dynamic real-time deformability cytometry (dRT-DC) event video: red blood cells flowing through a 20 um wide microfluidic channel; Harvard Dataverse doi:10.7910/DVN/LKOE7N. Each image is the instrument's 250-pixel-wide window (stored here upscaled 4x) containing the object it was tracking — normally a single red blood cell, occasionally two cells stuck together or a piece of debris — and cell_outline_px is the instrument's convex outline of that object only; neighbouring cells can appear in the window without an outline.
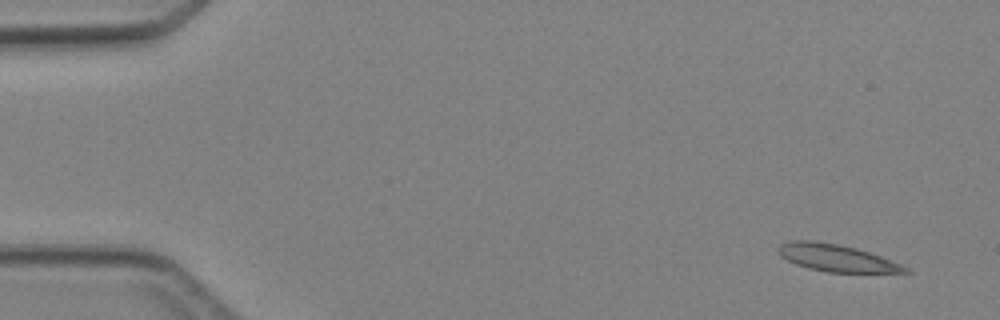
{"species": "Egyptian fruit bat (a non-hibernating species)", "species_latin": "Rousettus aegyptiacus", "temperature_condition": "cold", "stored_images_in_passage": 3, "camera_frame_rate_fps": 3000, "um_per_image_px": 0.085, "animal": {"sex": "female"}, "frame": {"image": 1, "passage_image": 1, "time_ms": 0.0, "image_size_px": [1000, 320], "cell_outline_px": [[912, 272], [828, 272], [808, 268], [796, 264], [780, 256], [776, 252], [776, 248], [780, 244], [788, 240], [812, 240], [836, 244], [856, 248], [880, 256], [900, 264], [908, 268]], "centroid_in_image_um": [71.01, 21.91], "position_along_channel_um": 14.0, "area_um2": 19.88}}